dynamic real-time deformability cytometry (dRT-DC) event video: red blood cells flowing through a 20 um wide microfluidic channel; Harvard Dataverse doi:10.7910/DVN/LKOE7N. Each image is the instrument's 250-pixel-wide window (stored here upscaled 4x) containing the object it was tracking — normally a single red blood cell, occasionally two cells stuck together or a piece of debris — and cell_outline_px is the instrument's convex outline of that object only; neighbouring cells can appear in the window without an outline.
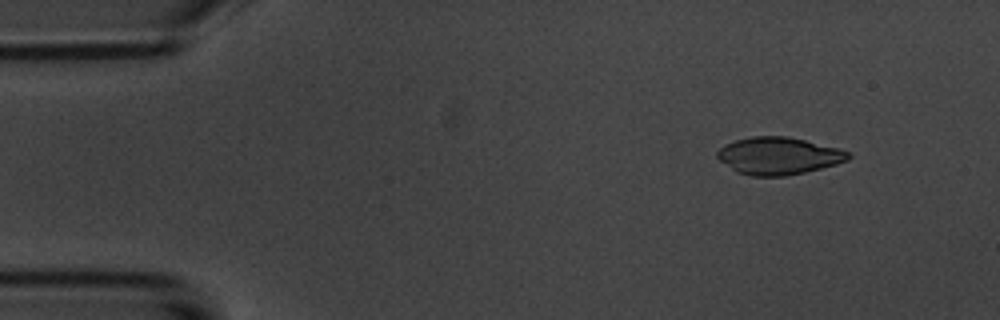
{"species": "common noctule bat (a hibernating species)", "species_latin": "Nyctalus noctula", "temperature_condition": "room temperature", "stored_images_in_passage": 7, "camera_frame_rate_fps": 3000, "um_per_image_px": 0.085, "animal": {"sex": "male", "body_mass_g": 20.1, "forearm_length_mm": 53.5}, "frame": {"image": 1, "passage_image": 1, "time_ms": 0.0, "image_size_px": [1000, 320], "cell_outline_px": [[852, 156], [848, 160], [836, 164], [804, 172], [784, 176], [752, 176], [736, 172], [720, 160], [716, 156], [716, 152], [724, 144], [736, 140], [752, 136], [788, 136], [840, 148], [848, 152]], "centroid_in_image_um": [66.17, 13.24], "position_along_channel_um": 18.8, "area_um2": 28.5}}